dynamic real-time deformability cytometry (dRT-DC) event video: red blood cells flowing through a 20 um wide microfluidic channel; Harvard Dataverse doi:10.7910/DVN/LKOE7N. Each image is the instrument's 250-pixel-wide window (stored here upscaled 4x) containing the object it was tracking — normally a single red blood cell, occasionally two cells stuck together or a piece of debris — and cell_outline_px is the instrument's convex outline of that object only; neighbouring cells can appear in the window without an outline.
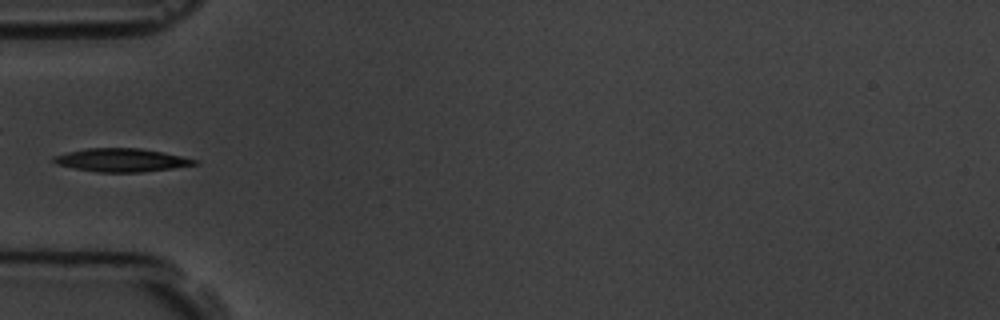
{"species": "common noctule bat (a hibernating species)", "species_latin": "Nyctalus noctula", "temperature_condition": "room temperature", "stored_images_in_passage": 10, "camera_frame_rate_fps": 3000, "um_per_image_px": 0.085, "animal": {"sex": "male", "body_mass_g": 19.5, "forearm_length_mm": 54.6}, "frame": {"image": 1, "passage_image": 6, "time_ms": 6.0, "image_size_px": [1000, 320], "cell_outline_px": [[200, 164], [172, 168], [140, 172], [96, 172], [56, 164], [52, 160], [52, 156], [68, 152], [88, 148], [140, 148], [200, 160]], "centroid_in_image_um": [10.33, 13.61], "position_along_channel_um": 74.7, "area_um2": 18.96}}
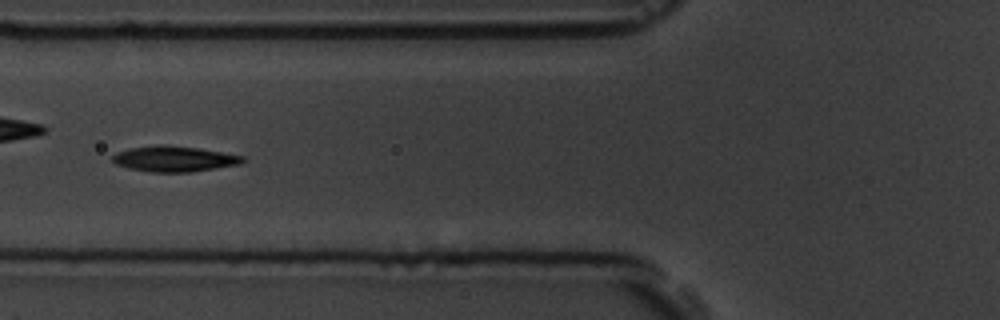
{"frame": {"image": 2, "passage_image": 7, "time_ms": 7.0, "image_size_px": [1000, 320], "cell_outline_px": [[244, 160], [240, 164], [216, 168], [188, 172], [152, 172], [128, 168], [116, 164], [112, 160], [112, 156], [116, 152], [132, 148], [160, 144], [164, 144], [196, 148], [244, 156]], "centroid_in_image_um": [14.77, 13.5], "position_along_channel_um": 111.0, "area_um2": 19.19}}